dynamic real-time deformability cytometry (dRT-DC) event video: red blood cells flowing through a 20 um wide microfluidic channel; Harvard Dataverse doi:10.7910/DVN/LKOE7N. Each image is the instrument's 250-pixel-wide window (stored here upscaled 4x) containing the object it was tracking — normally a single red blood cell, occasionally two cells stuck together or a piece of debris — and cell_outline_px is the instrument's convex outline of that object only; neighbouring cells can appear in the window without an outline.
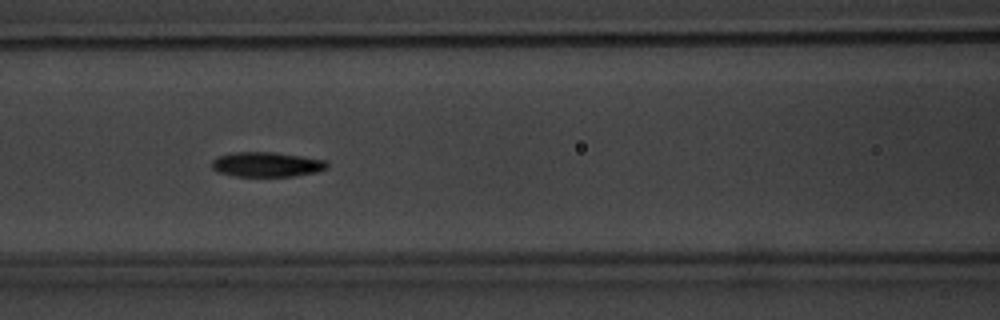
{"species": "common noctule bat (a hibernating species)", "species_latin": "Nyctalus noctula", "temperature_condition": "warm", "stored_images_in_passage": 10, "camera_frame_rate_fps": 3000, "um_per_image_px": 0.085, "animal": {"sex": "male", "body_mass_g": 20.1, "forearm_length_mm": 53.5}, "frame": {"image": 1, "passage_image": 7, "time_ms": 7.0, "image_size_px": [1000, 320], "cell_outline_px": [[328, 168], [316, 172], [296, 176], [232, 176], [216, 172], [212, 168], [212, 160], [216, 156], [232, 152], [276, 152], [324, 160], [328, 164]], "centroid_in_image_um": [22.62, 13.98], "position_along_channel_um": 144.0, "area_um2": 16.82}}
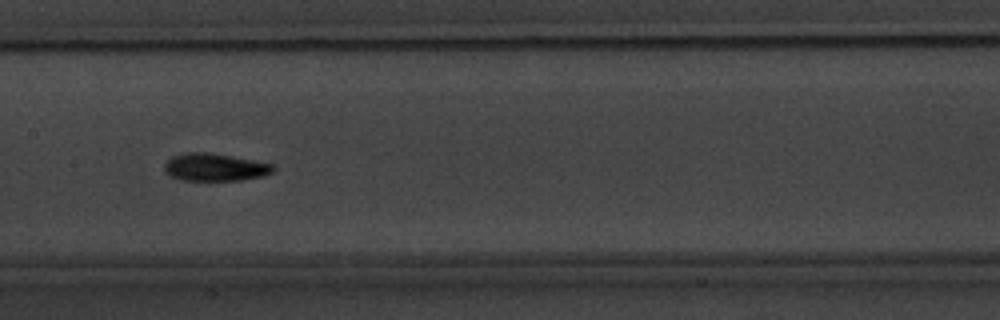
{"frame": {"image": 2, "passage_image": 8, "time_ms": 8.333, "image_size_px": [1000, 320], "cell_outline_px": [[276, 168], [268, 176], [244, 180], [208, 184], [180, 180], [168, 176], [164, 172], [164, 164], [172, 156], [180, 152], [212, 152], [276, 164]], "centroid_in_image_um": [18.27, 14.27], "position_along_channel_um": 189.1, "area_um2": 19.07}}